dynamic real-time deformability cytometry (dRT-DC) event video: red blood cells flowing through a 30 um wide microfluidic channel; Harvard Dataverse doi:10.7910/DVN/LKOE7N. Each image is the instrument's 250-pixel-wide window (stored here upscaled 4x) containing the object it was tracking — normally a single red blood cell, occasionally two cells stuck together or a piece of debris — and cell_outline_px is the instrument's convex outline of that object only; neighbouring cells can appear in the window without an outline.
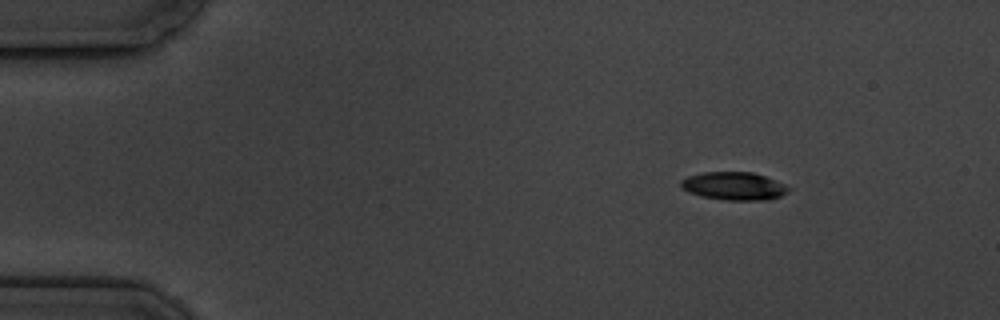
{"species": "common noctule bat (a hibernating species)", "species_latin": "Nyctalus noctula", "temperature_condition": "cold", "stored_images_in_passage": 6, "camera_frame_rate_fps": 3000, "um_per_image_px": 0.085, "animal": {"sex": "male", "body_mass_g": 19.5, "forearm_length_mm": 54.6}, "frame": {"image": 1, "passage_image": 1, "time_ms": 0.0, "image_size_px": [1000, 320], "cell_outline_px": [[792, 188], [788, 192], [780, 196], [768, 200], [724, 200], [700, 196], [688, 192], [680, 188], [680, 180], [688, 176], [704, 172], [752, 172], [776, 180]], "centroid_in_image_um": [62.37, 15.82], "position_along_channel_um": 22.6, "area_um2": 17.74}}
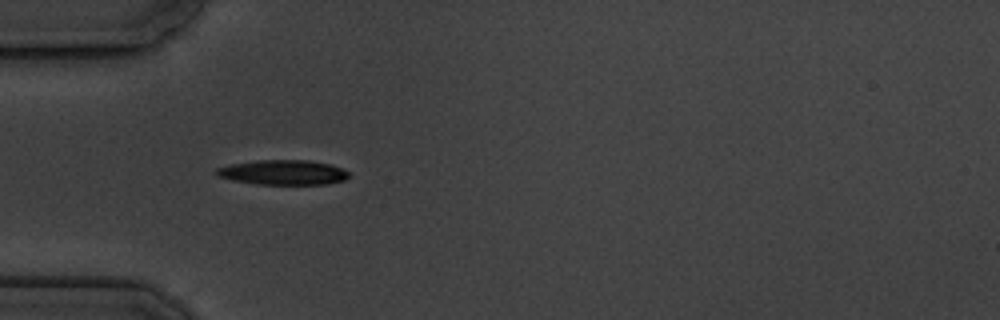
{"frame": {"image": 2, "passage_image": 4, "time_ms": 3.333, "image_size_px": [1000, 320], "cell_outline_px": [[352, 172], [344, 180], [324, 184], [256, 184], [232, 180], [216, 176], [212, 172], [216, 168], [232, 164], [260, 160], [308, 160], [332, 164]], "centroid_in_image_um": [24.06, 14.65], "position_along_channel_um": 60.9, "area_um2": 19.31}}
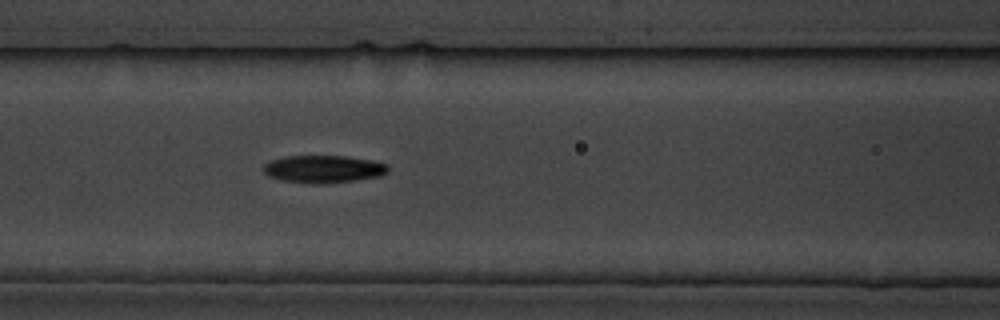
{"frame": {"image": 3, "passage_image": 6, "time_ms": 5.667, "image_size_px": [1000, 320], "cell_outline_px": [[388, 172], [380, 176], [356, 180], [316, 184], [280, 180], [268, 176], [264, 172], [264, 164], [272, 160], [288, 156], [344, 156], [372, 160], [388, 164]], "centroid_in_image_um": [27.51, 14.37], "position_along_channel_um": 139.1, "area_um2": 19.88}}